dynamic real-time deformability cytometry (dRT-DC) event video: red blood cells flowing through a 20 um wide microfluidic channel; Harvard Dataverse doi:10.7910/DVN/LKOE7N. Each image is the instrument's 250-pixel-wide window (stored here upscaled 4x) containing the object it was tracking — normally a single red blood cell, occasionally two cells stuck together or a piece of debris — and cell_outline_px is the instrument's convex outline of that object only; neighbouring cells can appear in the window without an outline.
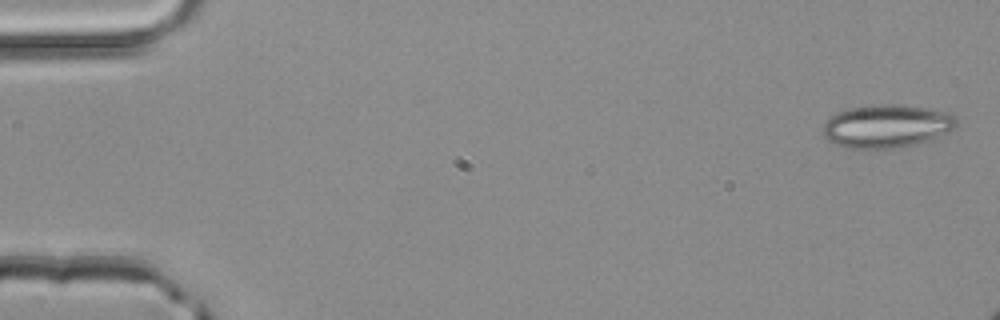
{"species": "common noctule bat (a hibernating species)", "species_latin": "Nyctalus noctula", "temperature_condition": "room temperature", "stored_images_in_passage": 4, "camera_frame_rate_fps": 3000, "um_per_image_px": 0.085, "animal": {"sex": "male", "body_mass_g": 20.4}, "frame": {"image": 1, "passage_image": 1, "time_ms": 0.0, "image_size_px": [1000, 320], "cell_outline_px": [[956, 128], [936, 140], [904, 148], [844, 148], [832, 144], [824, 136], [824, 124], [828, 116], [836, 112], [852, 108], [880, 104], [900, 104], [952, 112], [956, 120]], "centroid_in_image_um": [75.42, 10.74], "position_along_channel_um": 9.6, "area_um2": 34.39}}